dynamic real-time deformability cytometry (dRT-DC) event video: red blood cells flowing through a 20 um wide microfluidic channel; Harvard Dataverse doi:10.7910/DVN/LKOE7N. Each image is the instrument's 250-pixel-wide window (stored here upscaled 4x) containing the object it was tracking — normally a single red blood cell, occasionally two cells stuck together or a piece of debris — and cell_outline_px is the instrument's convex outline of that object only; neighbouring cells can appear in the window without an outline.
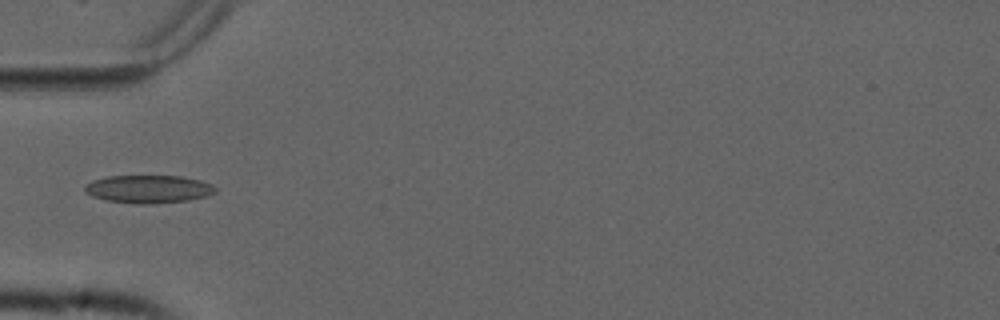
{"species": "common noctule bat (a hibernating species)", "species_latin": "Nyctalus noctula", "temperature_condition": "cold", "stored_images_in_passage": 31, "camera_frame_rate_fps": 3000, "um_per_image_px": 0.085, "animal": {"sex": "male", "forearm_length_mm": 52.5}, "frame": {"image": 1, "passage_image": 1, "time_ms": 0.0, "image_size_px": [1000, 320], "cell_outline_px": [[192, 196], [172, 200], [116, 200], [100, 196], [100, 180], [120, 176], [168, 176], [188, 180]], "centroid_in_image_um": [12.31, 15.99], "position_along_channel_um": 72.7, "area_um2": 14.51}}
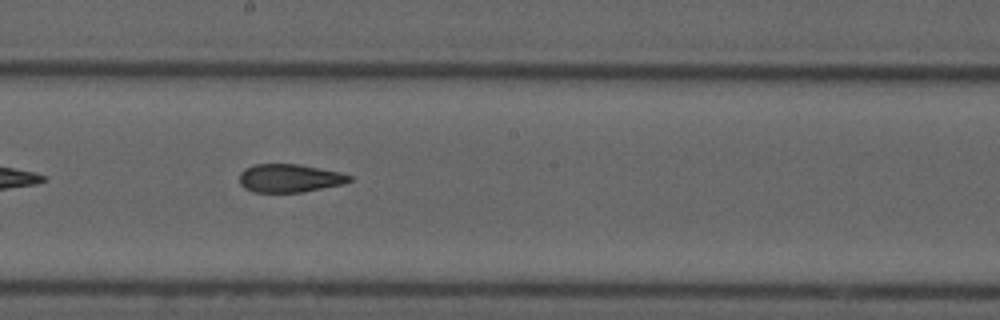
{"frame": {"image": 2, "passage_image": 13, "time_ms": 4.0, "image_size_px": [1000, 320], "cell_outline_px": [[348, 180], [336, 184], [292, 192], [264, 192], [248, 188], [240, 180], [240, 176], [248, 168], [264, 164], [288, 164], [312, 168], [332, 172], [348, 176]], "centroid_in_image_um": [24.49, 15.14], "position_along_channel_um": 223.7, "area_um2": 15.95}}
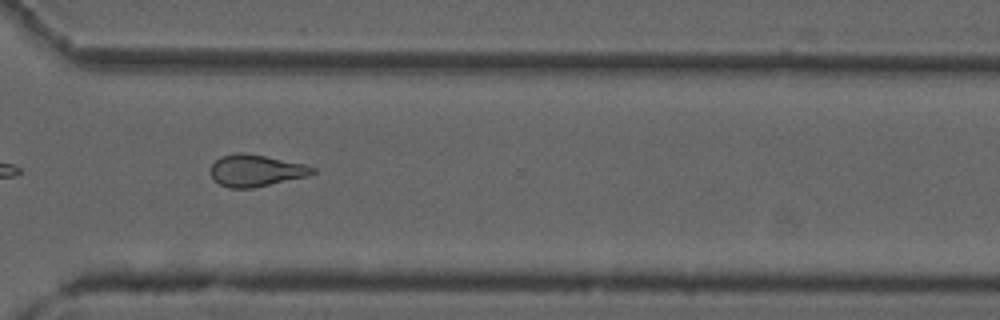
{"frame": {"image": 3, "passage_image": 23, "time_ms": 7.333, "image_size_px": [1000, 320], "cell_outline_px": [[296, 176], [264, 184], [224, 184], [216, 180], [212, 176], [212, 168], [220, 160], [228, 156], [260, 156], [292, 164]], "centroid_in_image_um": [21.36, 14.48], "position_along_channel_um": 349.2, "area_um2": 13.87}, "authors_computed_cell_mechanics": {"area_um2": 15.3748, "velocity_mm_per_s": 3.764, "shape_relaxation_time_tau1_ms": null, "shape_relaxation_time_tau2_ms": 2.0927, "deformation_change_tau1": null, "deformation_change_tau2": 0.0812}}